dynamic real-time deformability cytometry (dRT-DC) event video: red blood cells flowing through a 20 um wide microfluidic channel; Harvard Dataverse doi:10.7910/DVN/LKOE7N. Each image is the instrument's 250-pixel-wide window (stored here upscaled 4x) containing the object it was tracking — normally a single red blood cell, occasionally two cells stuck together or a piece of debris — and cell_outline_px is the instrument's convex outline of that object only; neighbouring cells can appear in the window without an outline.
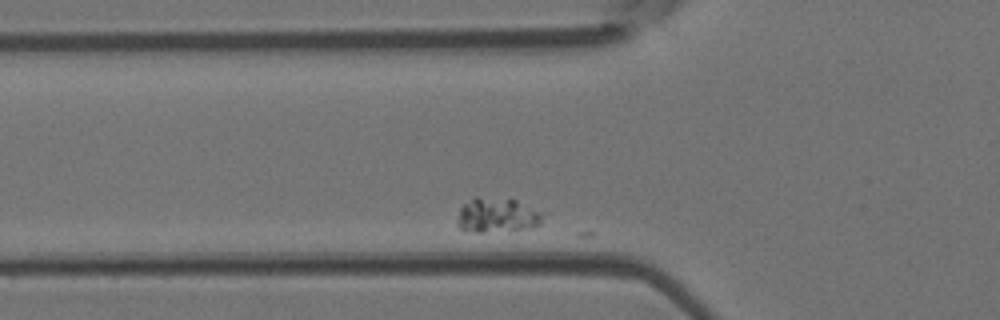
{"species": "Egyptian fruit bat (a non-hibernating species)", "species_latin": "Rousettus aegyptiacus", "temperature_condition": "room temperature", "stored_images_in_passage": 11, "camera_frame_rate_fps": 3000, "um_per_image_px": 0.085, "animal": {"sex": "female"}, "frame": {"image": 1, "passage_image": 7, "time_ms": 2.0, "image_size_px": [1000, 320], "cell_outline_px": [[540, 224], [532, 228], [484, 232], [476, 232], [460, 228], [456, 224], [456, 220], [460, 208], [464, 204], [476, 196], [512, 196], [536, 212], [540, 216]], "centroid_in_image_um": [42.17, 18.25], "position_along_channel_um": 83.6, "area_um2": 17.34}}
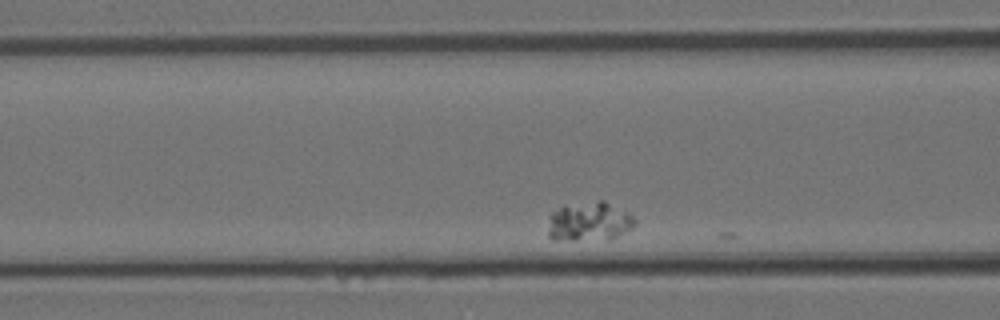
{"frame": {"image": 2, "passage_image": 10, "time_ms": 3.0, "image_size_px": [1000, 320], "cell_outline_px": [[636, 224], [632, 228], [612, 236], [572, 240], [552, 240], [548, 236], [548, 232], [552, 212], [564, 204], [600, 200], [604, 200], [632, 216], [636, 220]], "centroid_in_image_um": [50.02, 18.79], "position_along_channel_um": 116.6, "area_um2": 19.25}}